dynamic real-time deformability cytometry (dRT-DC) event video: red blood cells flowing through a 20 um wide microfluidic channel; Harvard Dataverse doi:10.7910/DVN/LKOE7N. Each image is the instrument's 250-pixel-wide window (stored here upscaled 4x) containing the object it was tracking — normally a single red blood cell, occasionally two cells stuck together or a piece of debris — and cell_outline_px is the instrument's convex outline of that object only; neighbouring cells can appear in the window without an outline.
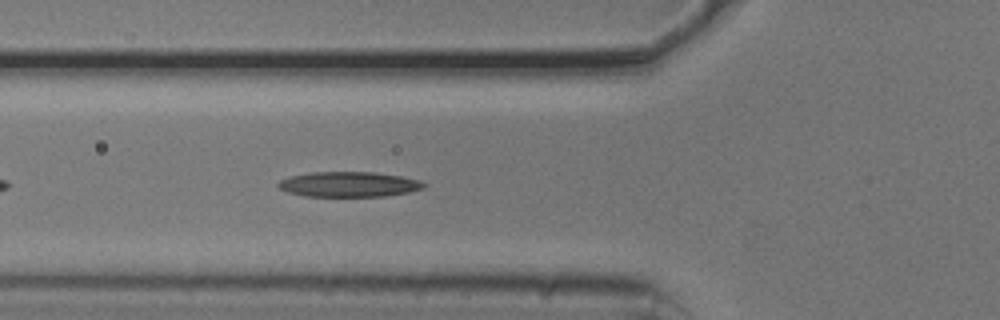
{"species": "common noctule bat (a hibernating species)", "species_latin": "Nyctalus noctula", "temperature_condition": "cold", "stored_images_in_passage": 33, "camera_frame_rate_fps": 3000, "um_per_image_px": 0.085, "animal": {"sex": "male", "body_mass_g": 20.5, "forearm_length_mm": 52.5}, "frame": {"image": 1, "passage_image": 7, "time_ms": 2.0, "image_size_px": [1000, 320], "cell_outline_px": [[428, 184], [424, 188], [408, 192], [384, 196], [304, 196], [288, 192], [280, 188], [276, 184], [280, 180], [292, 176], [312, 172], [372, 172], [400, 176], [420, 180]], "centroid_in_image_um": [29.67, 15.67], "position_along_channel_um": 96.1, "area_um2": 21.21}}
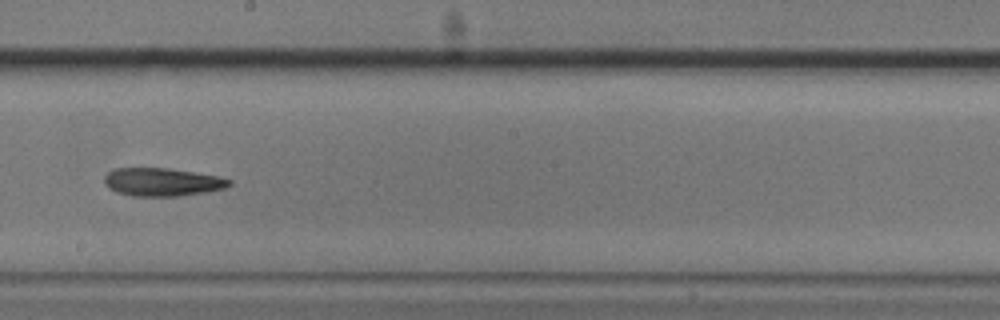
{"frame": {"image": 2, "passage_image": 18, "time_ms": 5.667, "image_size_px": [1000, 320], "cell_outline_px": [[232, 184], [224, 188], [204, 192], [176, 196], [132, 196], [116, 192], [108, 188], [104, 184], [104, 176], [108, 172], [116, 168], [168, 168], [216, 176], [232, 180]], "centroid_in_image_um": [13.73, 15.47], "position_along_channel_um": 234.5, "area_um2": 20.35}}
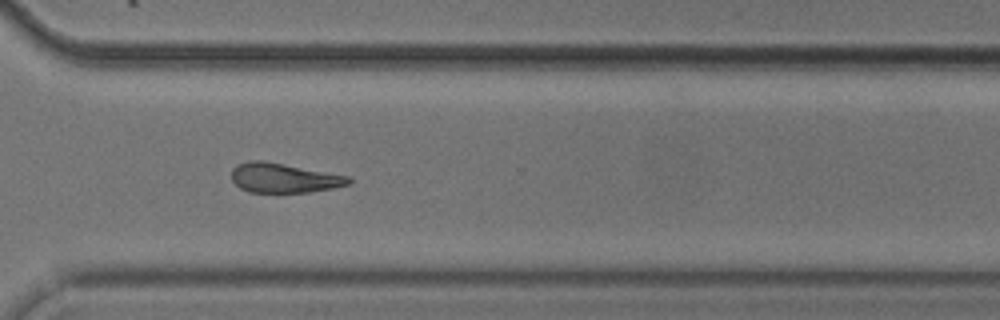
{"frame": {"image": 3, "passage_image": 27, "time_ms": 8.667, "image_size_px": [1000, 320], "cell_outline_px": [[352, 184], [332, 188], [308, 192], [248, 192], [240, 188], [232, 180], [232, 168], [236, 164], [248, 160], [260, 160], [284, 164], [352, 176]], "centroid_in_image_um": [24.15, 15.12], "position_along_channel_um": 346.4, "area_um2": 20.35}, "authors_computed_cell_mechanics": {"area_um2": 20.808, "velocity_mm_per_s": 3.7523, "shape_relaxation_time_tau1_ms": 4.6119, "shape_relaxation_time_tau2_ms": 5.5228, "deformation_change_tau1": 0.1305, "deformation_change_tau2": 0.17}}